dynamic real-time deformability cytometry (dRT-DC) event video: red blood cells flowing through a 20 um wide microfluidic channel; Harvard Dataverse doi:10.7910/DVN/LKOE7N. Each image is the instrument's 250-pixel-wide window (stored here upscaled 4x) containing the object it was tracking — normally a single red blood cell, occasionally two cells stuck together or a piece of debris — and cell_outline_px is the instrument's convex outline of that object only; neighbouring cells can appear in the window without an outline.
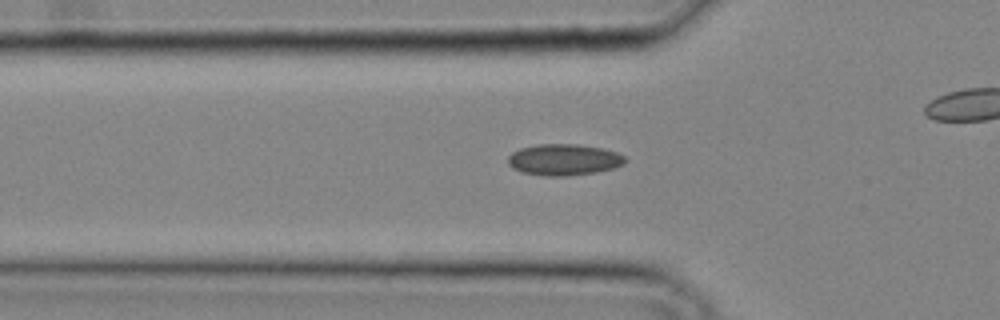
{"species": "common noctule bat (a hibernating species)", "species_latin": "Nyctalus noctula", "temperature_condition": "cold", "stored_images_in_passage": 29, "camera_frame_rate_fps": 3000, "um_per_image_px": 0.085, "animal": {"sex": "male", "body_mass_g": 20.4}, "frame": {"image": 1, "passage_image": 11, "time_ms": 3.333, "image_size_px": [1000, 320], "cell_outline_px": [[624, 164], [612, 168], [592, 172], [568, 176], [544, 176], [524, 172], [512, 168], [508, 164], [508, 156], [512, 152], [520, 148], [536, 144], [576, 144], [600, 148], [616, 152], [624, 156]], "centroid_in_image_um": [47.87, 13.57], "position_along_channel_um": 77.9, "area_um2": 21.15}}
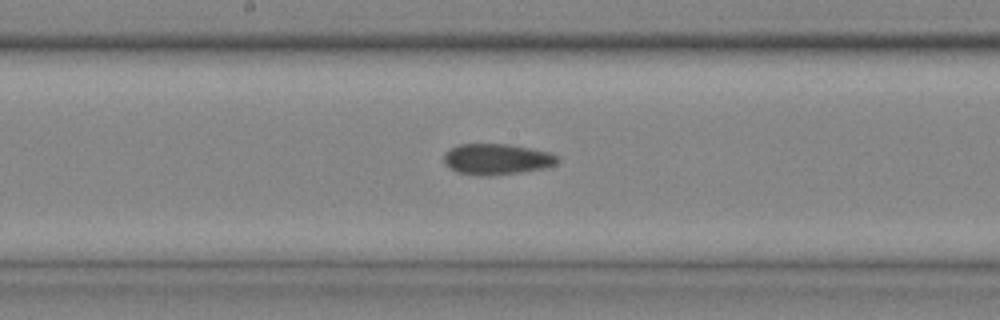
{"frame": {"image": 2, "passage_image": 18, "time_ms": 5.667, "image_size_px": [1000, 320], "cell_outline_px": [[560, 160], [556, 164], [548, 168], [520, 172], [488, 176], [476, 176], [456, 172], [444, 164], [444, 152], [460, 144], [508, 144], [532, 148], [552, 152], [560, 156]], "centroid_in_image_um": [42.27, 13.54], "position_along_channel_um": 205.9, "area_um2": 20.92}}
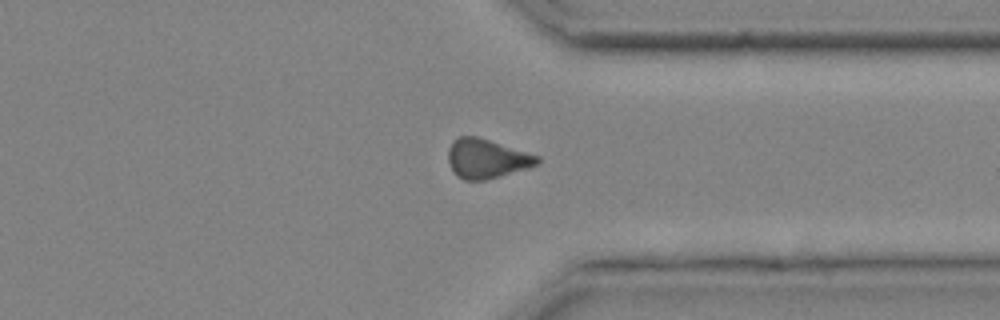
{"frame": {"image": 3, "passage_image": 27, "time_ms": 8.667, "image_size_px": [1000, 320], "cell_outline_px": [[540, 164], [528, 168], [484, 180], [464, 180], [456, 176], [448, 160], [448, 148], [452, 140], [460, 136], [476, 136], [540, 156]], "centroid_in_image_um": [41.36, 13.48], "position_along_channel_um": 370.0, "area_um2": 20.35}}